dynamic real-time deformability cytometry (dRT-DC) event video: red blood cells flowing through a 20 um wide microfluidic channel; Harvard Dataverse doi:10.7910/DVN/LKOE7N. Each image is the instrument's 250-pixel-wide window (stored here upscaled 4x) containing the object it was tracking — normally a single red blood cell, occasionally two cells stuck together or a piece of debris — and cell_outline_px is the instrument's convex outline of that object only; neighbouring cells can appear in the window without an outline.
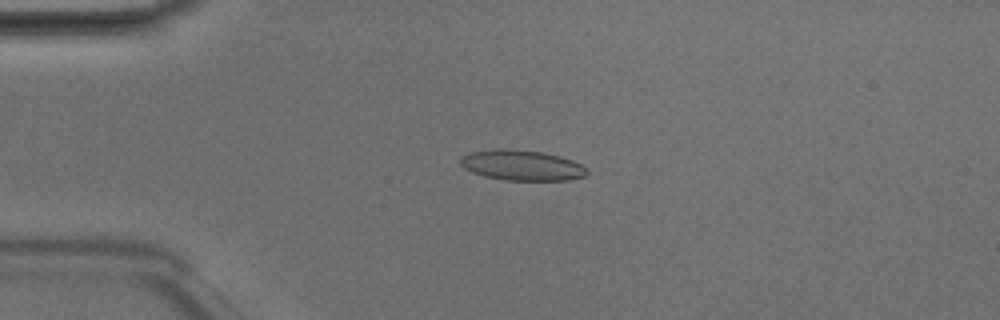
{"species": "Egyptian fruit bat (a non-hibernating species)", "species_latin": "Rousettus aegyptiacus", "temperature_condition": "room temperature", "stored_images_in_passage": 4, "camera_frame_rate_fps": 3000, "um_per_image_px": 0.085, "animal": {"sex": "male"}, "frame": {"image": 1, "passage_image": 2, "time_ms": 0.333, "image_size_px": [1000, 320], "cell_outline_px": [[588, 172], [584, 176], [568, 180], [504, 180], [484, 176], [472, 172], [464, 168], [460, 164], [460, 156], [472, 152], [500, 148], [540, 152], [560, 156], [572, 160], [580, 164]], "centroid_in_image_um": [44.32, 14.05], "position_along_channel_um": 40.7, "area_um2": 22.2}}